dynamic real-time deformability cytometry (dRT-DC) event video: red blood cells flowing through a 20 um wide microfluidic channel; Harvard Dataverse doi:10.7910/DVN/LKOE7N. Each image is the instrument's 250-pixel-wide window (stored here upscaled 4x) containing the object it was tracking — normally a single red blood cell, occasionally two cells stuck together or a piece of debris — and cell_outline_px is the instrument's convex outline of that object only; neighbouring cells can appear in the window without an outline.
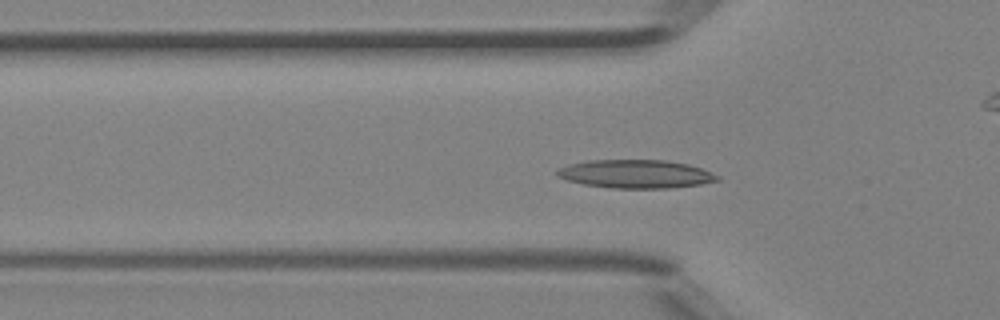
{"species": "Egyptian fruit bat (a non-hibernating species)", "species_latin": "Rousettus aegyptiacus", "temperature_condition": "room temperature", "stored_images_in_passage": 47, "camera_frame_rate_fps": 3000, "um_per_image_px": 0.085, "animal": {"sex": "female"}, "frame": {"image": 1, "passage_image": 15, "time_ms": 4.667, "image_size_px": [1000, 320], "cell_outline_px": [[720, 180], [700, 184], [672, 188], [612, 188], [584, 184], [568, 180], [556, 176], [556, 168], [568, 164], [584, 160], [664, 160], [688, 164], [700, 168], [720, 176]], "centroid_in_image_um": [54.0, 14.78], "position_along_channel_um": 71.8, "area_um2": 26.59}}
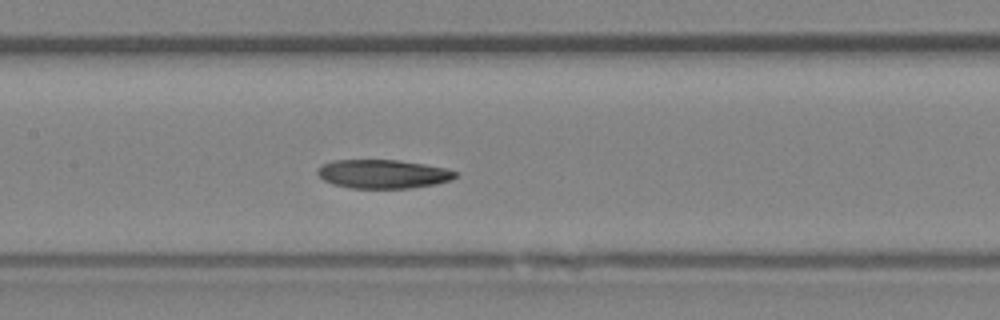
{"frame": {"image": 2, "passage_image": 22, "time_ms": 7.0, "image_size_px": [1000, 320], "cell_outline_px": [[460, 172], [452, 180], [436, 184], [408, 188], [348, 188], [332, 184], [324, 180], [316, 172], [324, 164], [332, 160], [400, 160], [424, 164], [444, 168]], "centroid_in_image_um": [32.58, 14.79], "position_along_channel_um": 174.8, "area_um2": 23.12}}
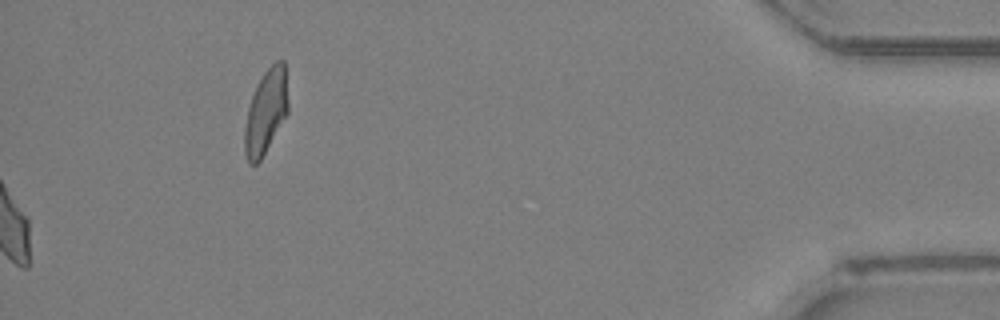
{"frame": {"image": 3, "passage_image": 47, "time_ms": 15.333, "image_size_px": [1000, 320], "cell_outline_px": [[288, 112], [260, 160], [256, 164], [248, 164], [244, 152], [244, 128], [248, 108], [256, 84], [264, 72], [276, 60], [284, 60], [288, 100]], "centroid_in_image_um": [22.58, 9.49], "position_along_channel_um": 412.6, "area_um2": 21.27}, "authors_computed_cell_mechanics": {"area_um2": 23.6402, "velocity_mm_per_s": 4.4187, "shape_relaxation_time_tau1_ms": 10.2371, "shape_relaxation_time_tau2_ms": null, "deformation_change_tau1": 0.2348, "deformation_change_tau2": null}}